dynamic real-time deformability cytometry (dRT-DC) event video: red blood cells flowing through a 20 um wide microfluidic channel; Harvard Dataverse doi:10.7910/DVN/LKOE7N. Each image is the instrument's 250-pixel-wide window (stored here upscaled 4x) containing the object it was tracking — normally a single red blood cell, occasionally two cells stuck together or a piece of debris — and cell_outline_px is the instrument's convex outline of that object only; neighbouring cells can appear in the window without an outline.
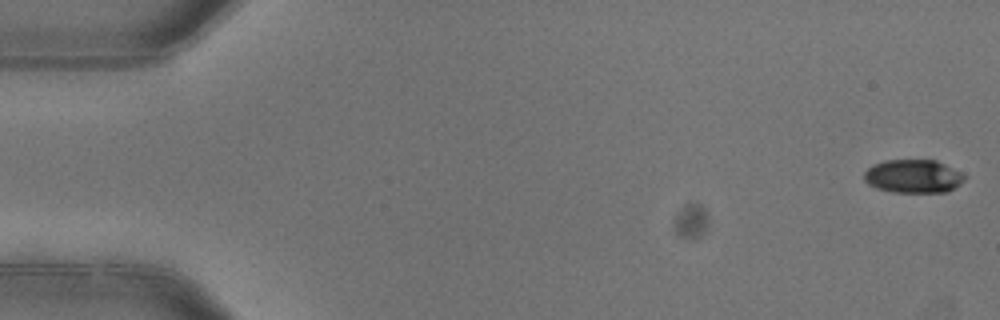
{"species": "common noctule bat (a hibernating species)", "species_latin": "Nyctalus noctula", "temperature_condition": "warm", "stored_images_in_passage": 5, "camera_frame_rate_fps": 3000, "um_per_image_px": 0.085, "animal": {"sex": "female"}, "frame": {"image": 1, "passage_image": 1, "time_ms": 0.0, "image_size_px": [1000, 320], "cell_outline_px": [[964, 180], [960, 184], [948, 192], [892, 192], [876, 188], [868, 184], [864, 180], [864, 172], [872, 164], [888, 160], [936, 160], [960, 172], [964, 176]], "centroid_in_image_um": [77.6, 14.99], "position_along_channel_um": 7.4, "area_um2": 19.48}}
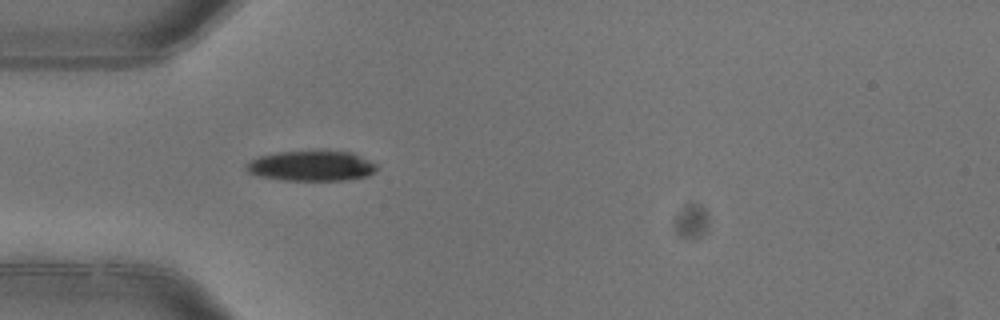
{"frame": {"image": 2, "passage_image": 5, "time_ms": 1.333, "image_size_px": [1000, 320], "cell_outline_px": [[376, 168], [368, 176], [344, 180], [284, 180], [260, 176], [248, 172], [244, 168], [252, 160], [260, 156], [280, 152], [324, 148], [352, 152], [376, 164]], "centroid_in_image_um": [26.49, 14.06], "position_along_channel_um": 58.5, "area_um2": 23.41}}